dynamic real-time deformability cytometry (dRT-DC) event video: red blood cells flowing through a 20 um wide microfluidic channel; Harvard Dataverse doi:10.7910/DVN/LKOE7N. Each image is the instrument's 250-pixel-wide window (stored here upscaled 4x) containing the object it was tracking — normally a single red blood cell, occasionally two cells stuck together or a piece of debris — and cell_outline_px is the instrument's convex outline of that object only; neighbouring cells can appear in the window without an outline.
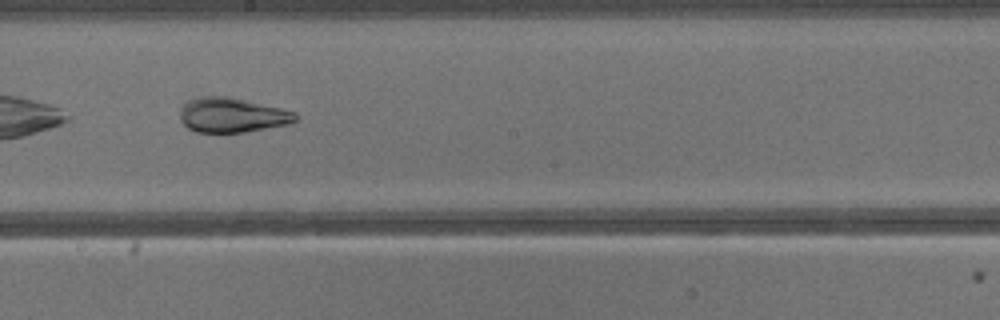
{"species": "common noctule bat (a hibernating species)", "species_latin": "Nyctalus noctula", "temperature_condition": "warm", "stored_images_in_passage": 25, "camera_frame_rate_fps": 3000, "um_per_image_px": 0.085, "animal": {"sex": "male", "body_mass_g": 13.3}, "frame": {"image": 1, "passage_image": 11, "time_ms": 3.333, "image_size_px": [1000, 320], "cell_outline_px": [[300, 116], [296, 120], [288, 124], [244, 132], [196, 132], [188, 128], [180, 120], [180, 108], [188, 100], [200, 96], [228, 96], [248, 100], [296, 112]], "centroid_in_image_um": [19.72, 9.77], "position_along_channel_um": 228.5, "area_um2": 23.47}}